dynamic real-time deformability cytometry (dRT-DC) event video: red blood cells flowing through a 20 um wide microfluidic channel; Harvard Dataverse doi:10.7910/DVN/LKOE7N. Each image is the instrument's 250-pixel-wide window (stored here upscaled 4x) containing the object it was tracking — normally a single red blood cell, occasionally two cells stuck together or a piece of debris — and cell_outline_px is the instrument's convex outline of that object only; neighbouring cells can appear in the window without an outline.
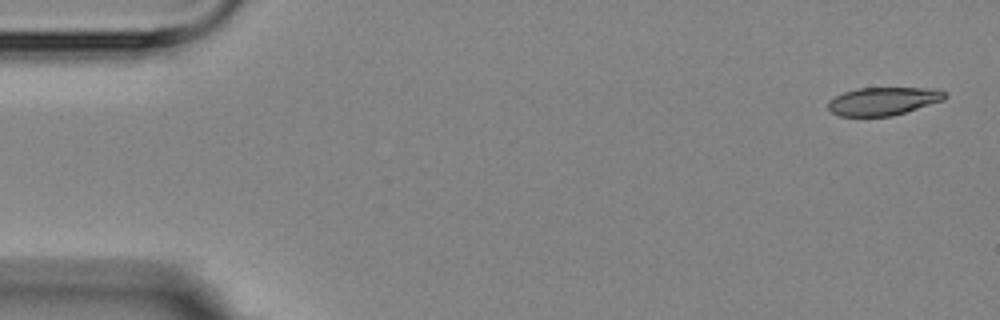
{"species": "Egyptian fruit bat (a non-hibernating species)", "species_latin": "Rousettus aegyptiacus", "temperature_condition": "room temperature", "stored_images_in_passage": 4, "camera_frame_rate_fps": 3000, "um_per_image_px": 0.085, "animal": {"sex": "female"}, "frame": {"image": 1, "passage_image": 1, "time_ms": 0.0, "image_size_px": [1000, 320], "cell_outline_px": [[948, 96], [944, 100], [892, 116], [840, 116], [832, 112], [828, 108], [828, 100], [844, 92], [856, 88], [936, 88], [944, 92]], "centroid_in_image_um": [75.08, 8.59], "position_along_channel_um": 9.9, "area_um2": 19.07}}
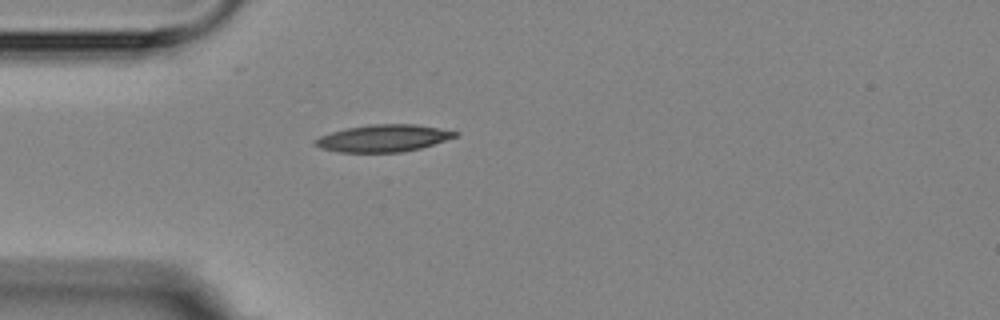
{"frame": {"image": 2, "passage_image": 4, "time_ms": 4.333, "image_size_px": [1000, 320], "cell_outline_px": [[460, 132], [456, 136], [420, 148], [404, 152], [340, 152], [320, 148], [312, 144], [312, 140], [320, 136], [332, 132], [348, 128], [368, 124], [416, 124], [440, 128]], "centroid_in_image_um": [32.55, 11.74], "position_along_channel_um": 52.5, "area_um2": 22.08}}